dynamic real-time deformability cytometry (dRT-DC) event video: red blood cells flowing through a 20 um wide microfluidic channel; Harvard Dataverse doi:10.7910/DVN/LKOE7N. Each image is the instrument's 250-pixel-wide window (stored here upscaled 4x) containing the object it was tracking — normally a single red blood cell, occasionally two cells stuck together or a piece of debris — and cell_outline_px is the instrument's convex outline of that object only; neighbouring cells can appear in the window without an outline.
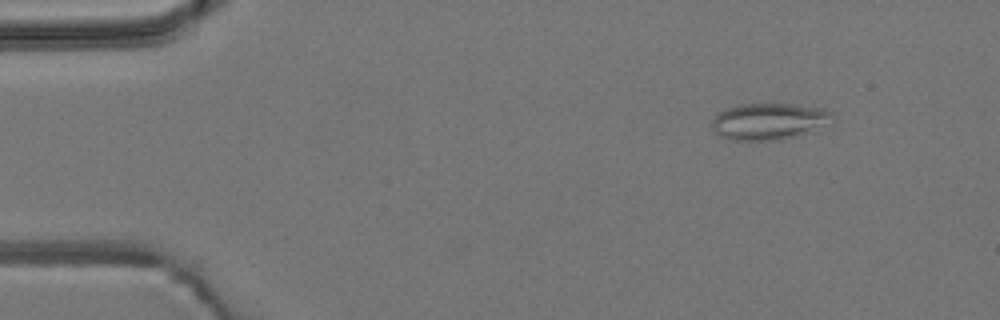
{"species": "common noctule bat (a hibernating species)", "species_latin": "Nyctalus noctula", "temperature_condition": "room temperature", "stored_images_in_passage": 7, "camera_frame_rate_fps": 3000, "um_per_image_px": 0.085, "animal": {"sex": "male", "body_mass_g": 19.2, "forearm_length_mm": 51.8}, "frame": {"image": 1, "passage_image": 2, "time_ms": 1.333, "image_size_px": [1000, 320], "cell_outline_px": [[836, 116], [780, 140], [732, 140], [720, 136], [712, 128], [712, 116], [724, 108], [740, 104], [792, 104], [824, 108], [832, 112]], "centroid_in_image_um": [65.17, 10.27], "position_along_channel_um": 19.8, "area_um2": 24.74}}
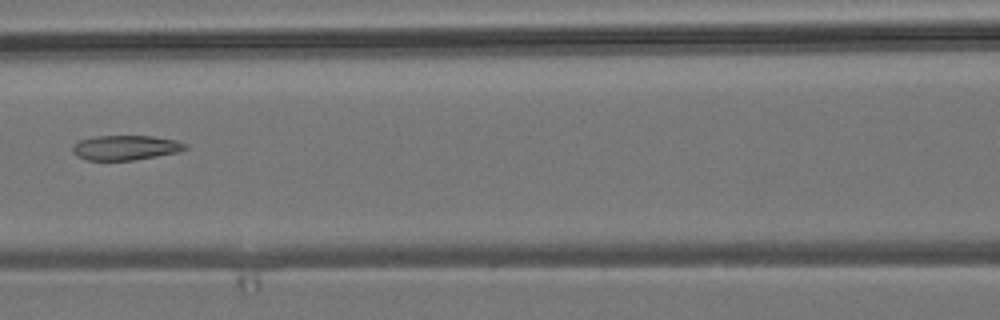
{"frame": {"image": 2, "passage_image": 7, "time_ms": 7.0, "image_size_px": [1000, 320], "cell_outline_px": [[188, 148], [180, 152], [132, 160], [88, 160], [76, 156], [72, 152], [72, 144], [80, 140], [96, 136], [152, 136], [176, 140], [188, 144]], "centroid_in_image_um": [10.68, 12.55], "position_along_channel_um": 155.9, "area_um2": 16.36}}